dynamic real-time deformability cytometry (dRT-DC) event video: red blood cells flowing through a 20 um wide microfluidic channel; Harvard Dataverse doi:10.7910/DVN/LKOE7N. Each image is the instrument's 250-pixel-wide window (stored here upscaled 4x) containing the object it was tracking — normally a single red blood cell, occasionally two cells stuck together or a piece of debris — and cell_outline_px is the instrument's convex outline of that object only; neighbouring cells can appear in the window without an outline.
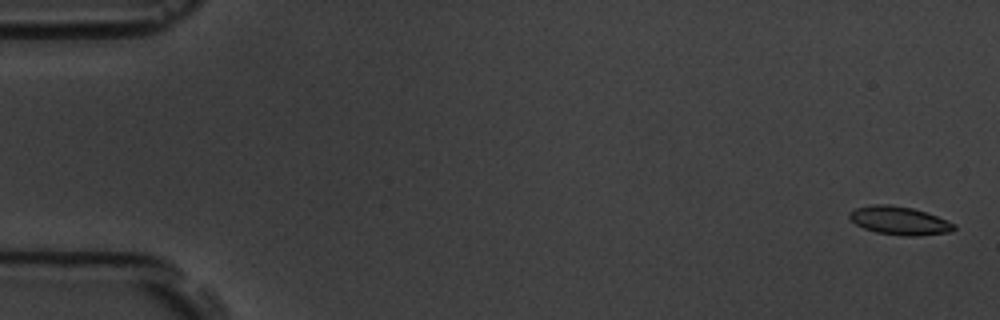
{"species": "common noctule bat (a hibernating species)", "species_latin": "Nyctalus noctula", "temperature_condition": "room temperature", "stored_images_in_passage": 5, "camera_frame_rate_fps": 3000, "um_per_image_px": 0.085, "animal": {"sex": "male", "body_mass_g": 19.5, "forearm_length_mm": 54.6}, "frame": {"image": 1, "passage_image": 1, "time_ms": 0.0, "image_size_px": [1000, 320], "cell_outline_px": [[956, 228], [952, 232], [920, 236], [904, 236], [876, 232], [864, 228], [856, 224], [848, 216], [848, 212], [856, 208], [872, 204], [888, 204], [912, 208], [936, 216], [956, 224]], "centroid_in_image_um": [76.46, 18.76], "position_along_channel_um": 8.5, "area_um2": 17.28}}
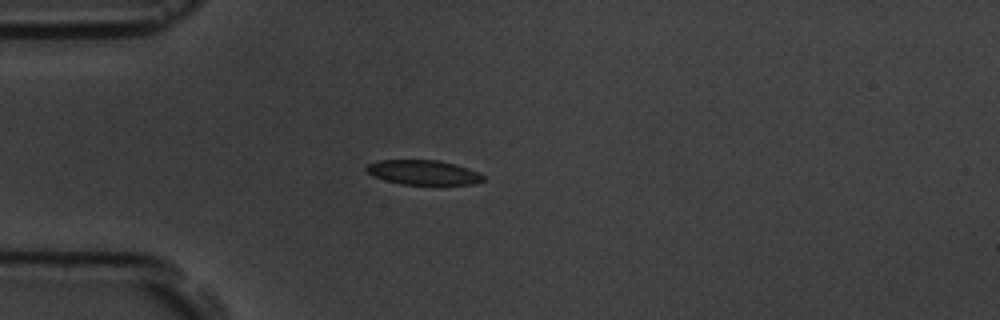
{"frame": {"image": 2, "passage_image": 5, "time_ms": 4.667, "image_size_px": [1000, 320], "cell_outline_px": [[484, 180], [472, 184], [400, 184], [384, 180], [372, 176], [364, 168], [368, 164], [376, 160], [436, 160], [456, 164], [480, 172], [484, 176]], "centroid_in_image_um": [35.96, 14.65], "position_along_channel_um": 49.0, "area_um2": 16.82}}